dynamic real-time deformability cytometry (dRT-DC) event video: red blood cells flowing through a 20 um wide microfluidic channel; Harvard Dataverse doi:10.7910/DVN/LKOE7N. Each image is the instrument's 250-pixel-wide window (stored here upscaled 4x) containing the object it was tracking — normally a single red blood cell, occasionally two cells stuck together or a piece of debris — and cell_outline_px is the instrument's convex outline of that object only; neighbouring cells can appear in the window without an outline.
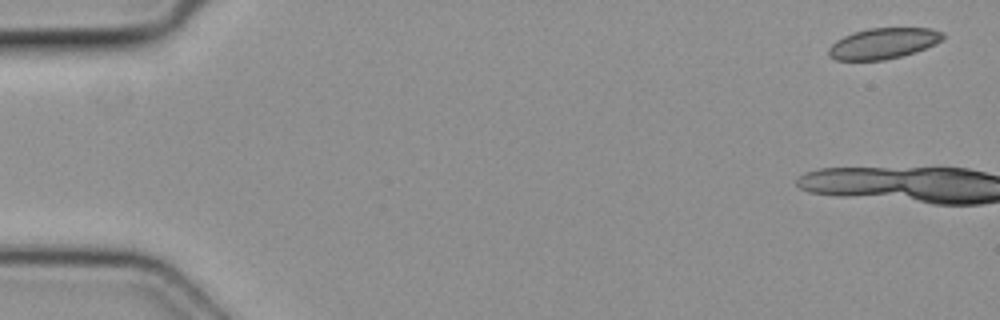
{"species": "common noctule bat (a hibernating species)", "species_latin": "Nyctalus noctula", "temperature_condition": "cold", "stored_images_in_passage": 6, "camera_frame_rate_fps": 3000, "um_per_image_px": 0.085, "animal": {"sex": "female", "body_mass_g": 19.3, "forearm_length_mm": 54.1}, "frame": {"image": 1, "passage_image": 1, "time_ms": 0.0, "image_size_px": [1000, 320], "cell_outline_px": [[944, 36], [936, 44], [916, 52], [884, 60], [836, 60], [828, 56], [828, 48], [836, 40], [844, 36], [856, 32], [872, 28], [932, 28], [944, 32]], "centroid_in_image_um": [75.09, 3.69], "position_along_channel_um": 9.9, "area_um2": 20.46}}